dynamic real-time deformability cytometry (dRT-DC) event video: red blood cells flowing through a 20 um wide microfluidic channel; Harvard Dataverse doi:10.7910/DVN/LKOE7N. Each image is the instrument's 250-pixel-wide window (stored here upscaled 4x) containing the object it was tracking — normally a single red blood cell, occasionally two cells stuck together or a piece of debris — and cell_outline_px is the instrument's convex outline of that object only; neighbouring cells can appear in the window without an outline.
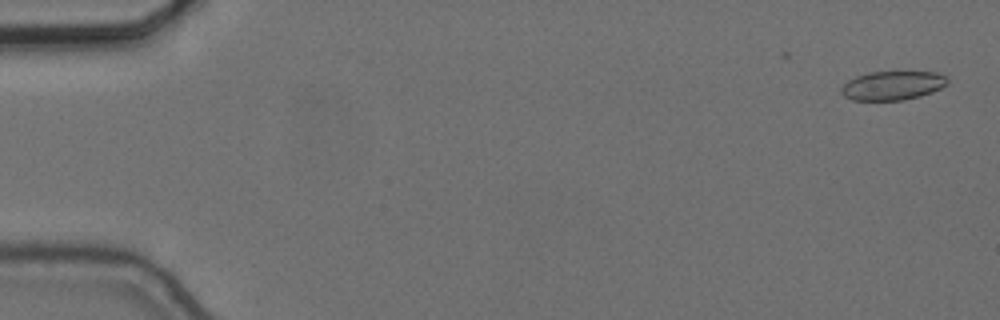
{"species": "common noctule bat (a hibernating species)", "species_latin": "Nyctalus noctula", "temperature_condition": "cold", "stored_images_in_passage": 13, "camera_frame_rate_fps": 3000, "um_per_image_px": 0.085, "animal": {"sex": "female", "body_mass_g": 24.6, "forearm_length_mm": 56.2}, "frame": {"image": 1, "passage_image": 1, "time_ms": 0.0, "image_size_px": [1000, 320], "cell_outline_px": [[948, 84], [932, 92], [920, 96], [904, 100], [852, 100], [844, 96], [840, 92], [840, 88], [848, 80], [856, 76], [868, 72], [936, 72], [944, 76], [948, 80]], "centroid_in_image_um": [75.84, 7.27], "position_along_channel_um": 9.2, "area_um2": 17.92}}